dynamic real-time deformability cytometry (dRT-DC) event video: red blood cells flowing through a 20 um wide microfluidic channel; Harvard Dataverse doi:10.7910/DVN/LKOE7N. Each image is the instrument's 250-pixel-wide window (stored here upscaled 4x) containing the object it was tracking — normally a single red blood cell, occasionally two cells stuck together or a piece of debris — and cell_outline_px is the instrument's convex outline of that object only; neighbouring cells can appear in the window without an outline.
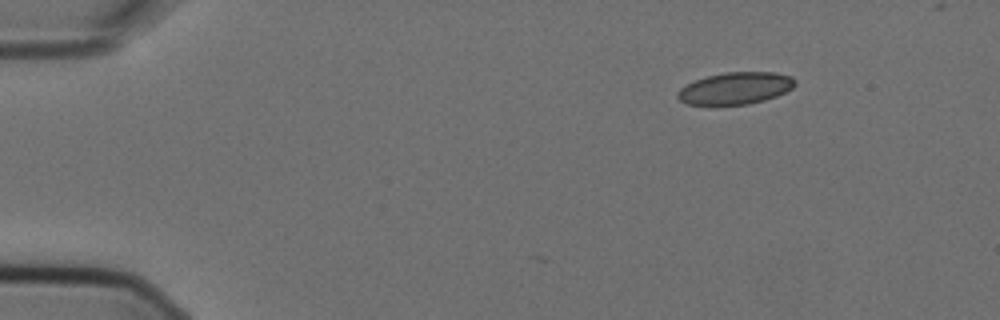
{"species": "Egyptian fruit bat (a non-hibernating species)", "species_latin": "Rousettus aegyptiacus", "temperature_condition": "cold", "stored_images_in_passage": 12, "camera_frame_rate_fps": 3000, "um_per_image_px": 0.085, "animal": {"sex": "female"}, "frame": {"image": 1, "passage_image": 1, "time_ms": 0.0, "image_size_px": [1000, 320], "cell_outline_px": [[796, 84], [792, 88], [776, 96], [764, 100], [748, 104], [688, 104], [680, 100], [676, 96], [676, 92], [680, 88], [696, 80], [708, 76], [724, 72], [776, 72], [792, 76], [796, 80]], "centroid_in_image_um": [62.54, 7.49], "position_along_channel_um": 22.5, "area_um2": 21.73}}
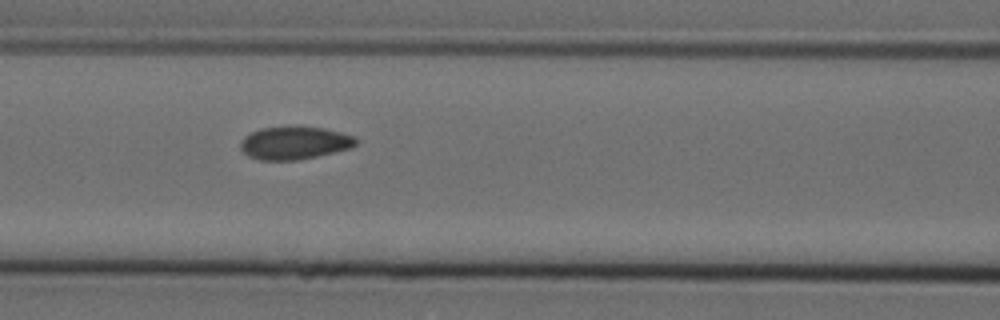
{"frame": {"image": 2, "passage_image": 5, "time_ms": 1.333, "image_size_px": [1000, 320], "cell_outline_px": [[360, 140], [352, 148], [316, 156], [296, 160], [260, 160], [248, 156], [240, 148], [240, 140], [244, 136], [260, 128], [324, 128], [356, 136]], "centroid_in_image_um": [25.05, 12.17], "position_along_channel_um": 141.6, "area_um2": 21.85}}
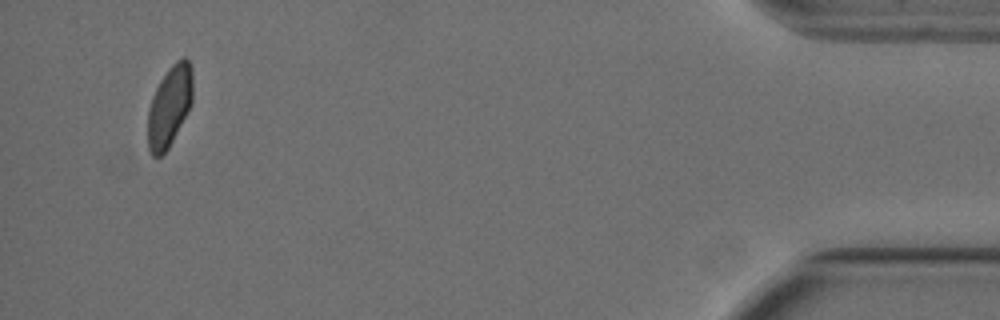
{"frame": {"image": 3, "passage_image": 12, "time_ms": 3.667, "image_size_px": [1000, 320], "cell_outline_px": [[192, 100], [168, 148], [160, 156], [152, 156], [148, 148], [148, 112], [152, 96], [160, 80], [168, 68], [176, 60], [184, 56], [188, 60], [192, 68]], "centroid_in_image_um": [14.39, 8.98], "position_along_channel_um": 420.8, "area_um2": 20.75}}